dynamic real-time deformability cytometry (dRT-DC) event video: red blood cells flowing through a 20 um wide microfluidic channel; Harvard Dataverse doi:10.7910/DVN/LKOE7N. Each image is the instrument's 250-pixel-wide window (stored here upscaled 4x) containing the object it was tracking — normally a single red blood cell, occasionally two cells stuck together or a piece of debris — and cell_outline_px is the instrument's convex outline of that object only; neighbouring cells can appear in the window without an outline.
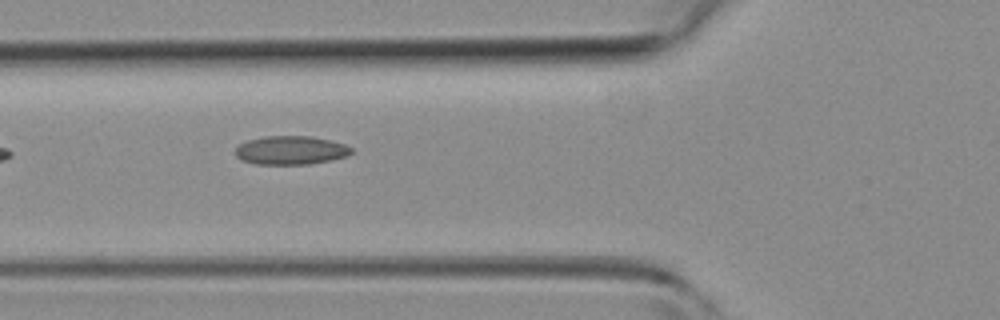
{"species": "common noctule bat (a hibernating species)", "species_latin": "Nyctalus noctula", "temperature_condition": "room temperature", "stored_images_in_passage": 6, "camera_frame_rate_fps": 3000, "um_per_image_px": 0.085, "animal": {"sex": "female", "body_mass_g": 19.3, "forearm_length_mm": 54.1}, "frame": {"image": 1, "passage_image": 6, "time_ms": 6.667, "image_size_px": [1000, 320], "cell_outline_px": [[352, 152], [348, 156], [332, 160], [308, 164], [256, 164], [240, 160], [236, 156], [236, 148], [240, 144], [248, 140], [268, 136], [312, 136], [344, 144], [352, 148]], "centroid_in_image_um": [24.72, 12.78], "position_along_channel_um": 101.1, "area_um2": 19.31}}